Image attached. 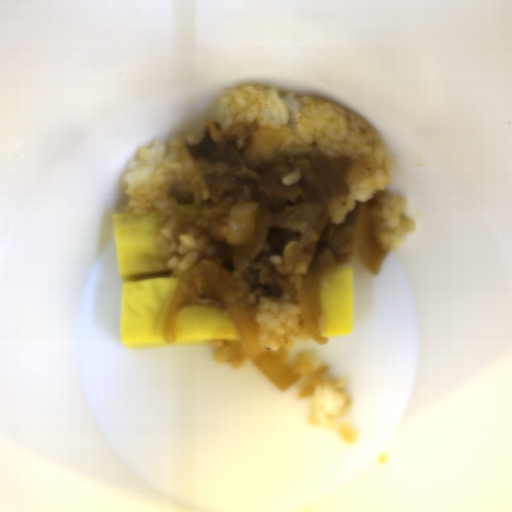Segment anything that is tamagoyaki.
Instances as JSON below:
<instances>
[{
	"label": "tamagoyaki",
	"instance_id": "tamagoyaki-1",
	"mask_svg": "<svg viewBox=\"0 0 512 512\" xmlns=\"http://www.w3.org/2000/svg\"><path fill=\"white\" fill-rule=\"evenodd\" d=\"M110 223L121 281V344L132 349L240 341L224 305L188 300L175 315V340L167 344L165 314L181 277L167 266L170 258L157 241L160 214L117 212L111 214Z\"/></svg>",
	"mask_w": 512,
	"mask_h": 512
},
{
	"label": "tamagoyaki",
	"instance_id": "tamagoyaki-2",
	"mask_svg": "<svg viewBox=\"0 0 512 512\" xmlns=\"http://www.w3.org/2000/svg\"><path fill=\"white\" fill-rule=\"evenodd\" d=\"M320 313L326 320L323 336L353 333L352 270L350 265L333 268L320 279Z\"/></svg>",
	"mask_w": 512,
	"mask_h": 512
},
{
	"label": "tamagoyaki",
	"instance_id": "tamagoyaki-3",
	"mask_svg": "<svg viewBox=\"0 0 512 512\" xmlns=\"http://www.w3.org/2000/svg\"><path fill=\"white\" fill-rule=\"evenodd\" d=\"M200 208L198 205H177L173 210L175 215H181L184 222H188L191 219H197L200 214Z\"/></svg>",
	"mask_w": 512,
	"mask_h": 512
}]
</instances>
